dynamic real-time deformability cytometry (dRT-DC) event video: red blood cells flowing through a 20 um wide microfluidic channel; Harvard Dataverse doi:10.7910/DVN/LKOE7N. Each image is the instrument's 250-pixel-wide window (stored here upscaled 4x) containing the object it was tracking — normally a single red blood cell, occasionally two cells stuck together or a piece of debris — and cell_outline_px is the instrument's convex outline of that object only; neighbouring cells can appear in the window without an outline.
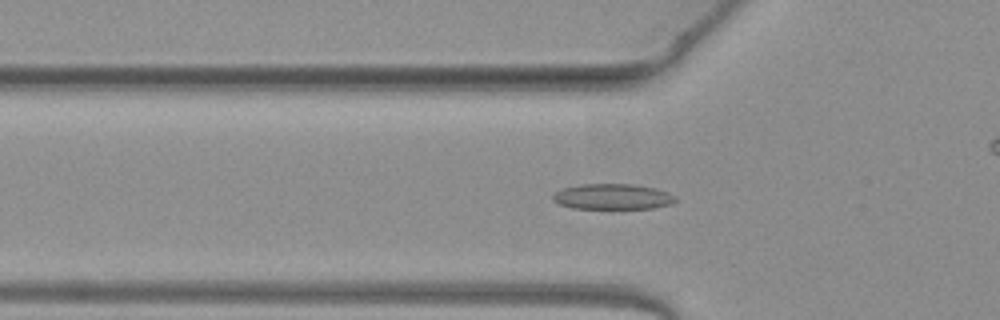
{"species": "common noctule bat (a hibernating species)", "species_latin": "Nyctalus noctula", "temperature_condition": "warm", "stored_images_in_passage": 51, "camera_frame_rate_fps": 3000, "um_per_image_px": 0.085, "animal": {"sex": "female", "body_mass_g": 19.3, "forearm_length_mm": 54.1}, "frame": {"image": 1, "passage_image": 16, "time_ms": 5.0, "image_size_px": [1000, 320], "cell_outline_px": [[676, 200], [672, 204], [652, 208], [572, 208], [560, 204], [552, 200], [552, 192], [560, 188], [580, 184], [632, 184], [656, 188], [668, 192], [676, 196]], "centroid_in_image_um": [52.04, 16.7], "position_along_channel_um": 73.8, "area_um2": 18.44}}
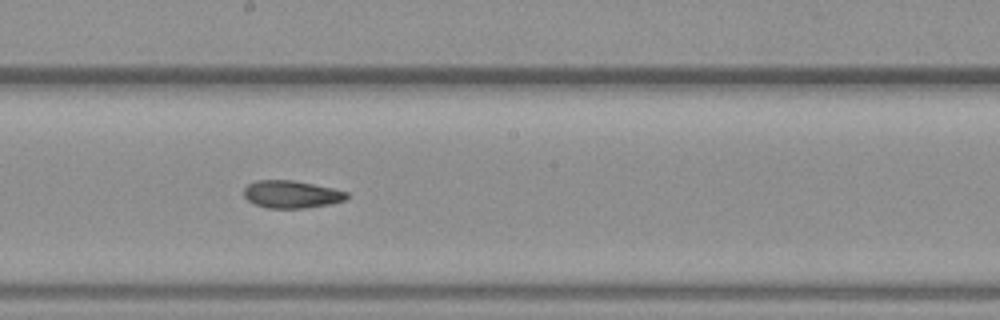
{"frame": {"image": 2, "passage_image": 27, "time_ms": 8.667, "image_size_px": [1000, 320], "cell_outline_px": [[348, 196], [344, 200], [328, 204], [304, 208], [268, 208], [252, 204], [244, 196], [244, 188], [248, 184], [256, 180], [292, 180], [332, 188], [348, 192]], "centroid_in_image_um": [24.73, 16.52], "position_along_channel_um": 223.5, "area_um2": 16.42}}
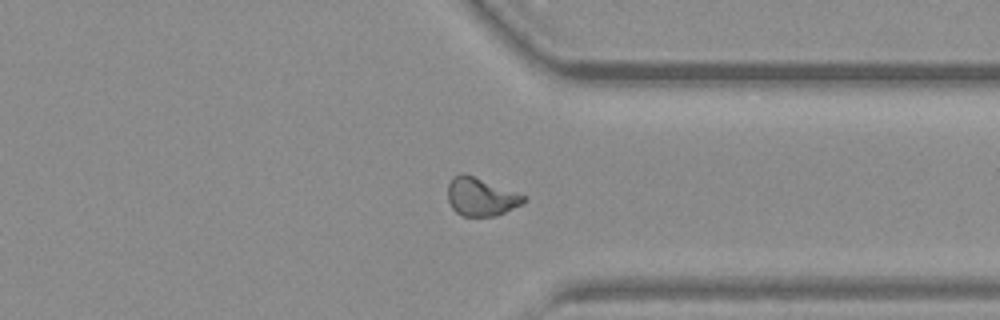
{"frame": {"image": 3, "passage_image": 38, "time_ms": 12.333, "image_size_px": [1000, 320], "cell_outline_px": [[528, 200], [496, 216], [464, 216], [456, 212], [452, 208], [448, 200], [448, 184], [452, 176], [460, 172], [464, 172], [528, 196]], "centroid_in_image_um": [40.87, 16.7], "position_along_channel_um": 370.5, "area_um2": 17.05}, "authors_computed_cell_mechanics": {"area_um2": 17.1088, "velocity_mm_per_s": 4.0689, "shape_relaxation_time_tau1_ms": 6.755, "shape_relaxation_time_tau2_ms": 3.5328, "deformation_change_tau1": 0.1812, "deformation_change_tau2": 0.0822}}